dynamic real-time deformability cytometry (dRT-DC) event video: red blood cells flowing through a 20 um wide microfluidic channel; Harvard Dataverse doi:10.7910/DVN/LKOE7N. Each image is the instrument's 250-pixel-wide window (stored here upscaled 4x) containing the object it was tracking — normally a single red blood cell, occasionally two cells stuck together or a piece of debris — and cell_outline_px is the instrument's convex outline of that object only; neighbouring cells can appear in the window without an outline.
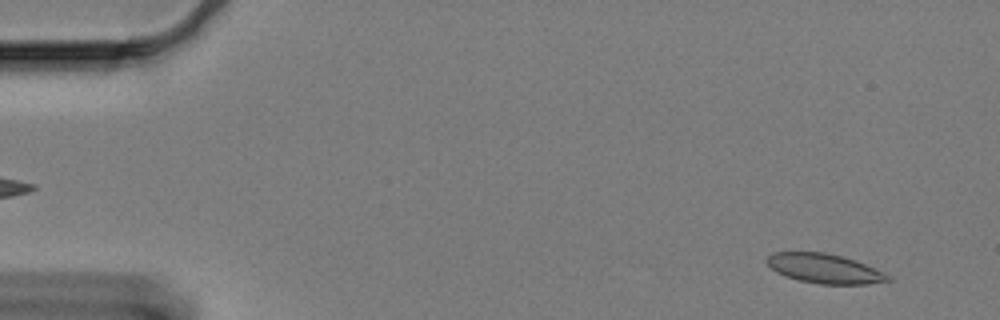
{"species": "Egyptian fruit bat (a non-hibernating species)", "species_latin": "Rousettus aegyptiacus", "temperature_condition": "cold", "stored_images_in_passage": 61, "camera_frame_rate_fps": 3000, "um_per_image_px": 0.085, "animal": {"sex": "female"}, "frame": {"image": 1, "passage_image": 4, "time_ms": 1.0, "image_size_px": [1000, 320], "cell_outline_px": [[892, 280], [868, 284], [820, 284], [800, 280], [784, 276], [776, 272], [764, 260], [772, 252], [824, 252], [856, 260], [892, 276]], "centroid_in_image_um": [70.08, 22.82], "position_along_channel_um": 14.9, "area_um2": 20.81}}
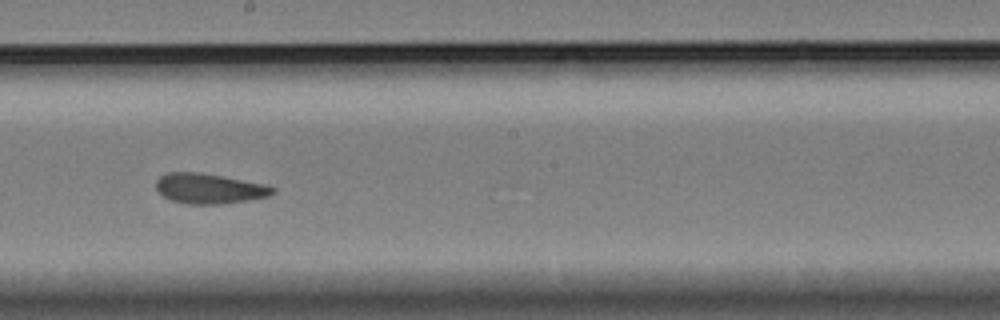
{"frame": {"image": 2, "passage_image": 34, "time_ms": 11.0, "image_size_px": [1000, 320], "cell_outline_px": [[276, 192], [268, 196], [248, 200], [220, 204], [188, 204], [172, 200], [164, 196], [156, 188], [156, 180], [160, 176], [168, 172], [200, 172], [268, 184], [276, 188]], "centroid_in_image_um": [17.82, 16.02], "position_along_channel_um": 230.4, "area_um2": 20.58}}
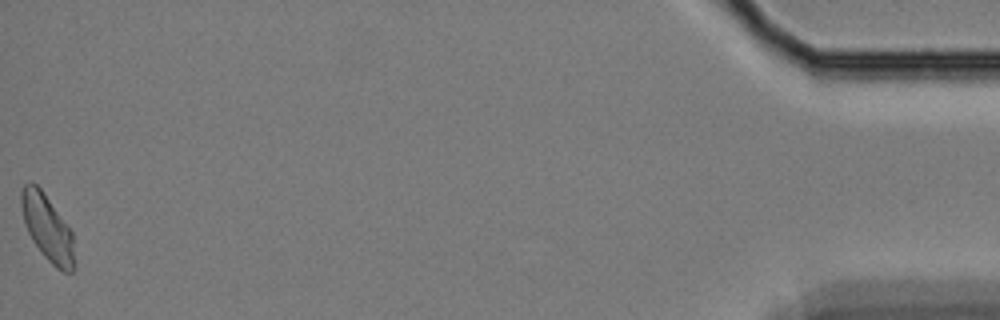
{"frame": {"image": 3, "passage_image": 61, "time_ms": 20.0, "image_size_px": [1000, 320], "cell_outline_px": [[76, 268], [72, 272], [64, 272], [56, 268], [44, 256], [32, 240], [24, 224], [20, 204], [20, 192], [24, 184], [28, 180], [32, 180], [44, 192], [72, 232]], "centroid_in_image_um": [4.02, 19.35], "position_along_channel_um": 431.2, "area_um2": 20.81}, "authors_computed_cell_mechanics": {"area_um2": 20.8658, "velocity_mm_per_s": 3.2543, "shape_relaxation_time_tau1_ms": null, "shape_relaxation_time_tau2_ms": 3.8274, "deformation_change_tau1": null, "deformation_change_tau2": 0.0752}}